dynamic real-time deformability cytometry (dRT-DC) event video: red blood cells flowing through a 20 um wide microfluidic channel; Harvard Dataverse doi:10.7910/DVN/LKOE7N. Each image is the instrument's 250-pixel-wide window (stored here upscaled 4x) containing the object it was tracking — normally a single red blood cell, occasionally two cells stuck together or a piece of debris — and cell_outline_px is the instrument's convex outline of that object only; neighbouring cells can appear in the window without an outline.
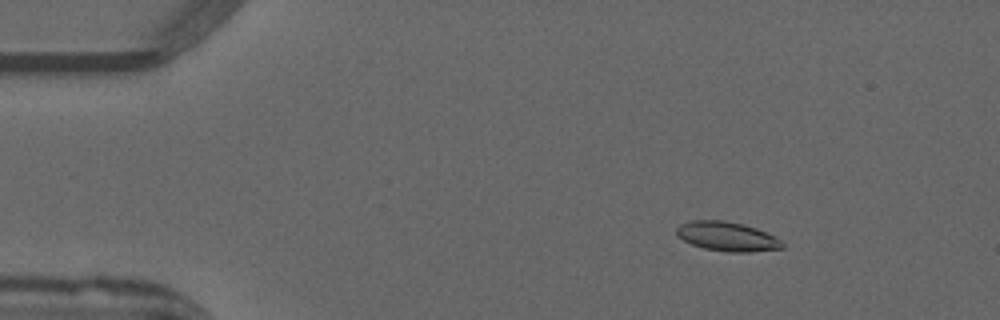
{"species": "common noctule bat (a hibernating species)", "species_latin": "Nyctalus noctula", "temperature_condition": "warm", "stored_images_in_passage": 47, "camera_frame_rate_fps": 3000, "um_per_image_px": 0.085, "animal": {"sex": "male", "forearm_length_mm": 52.5}, "frame": {"image": 1, "passage_image": 3, "time_ms": 0.667, "image_size_px": [1000, 320], "cell_outline_px": [[784, 248], [748, 252], [728, 252], [704, 248], [692, 244], [676, 236], [676, 228], [680, 224], [692, 220], [724, 220], [744, 224], [756, 228], [776, 236], [784, 244]], "centroid_in_image_um": [61.81, 20.09], "position_along_channel_um": 23.2, "area_um2": 18.15}}
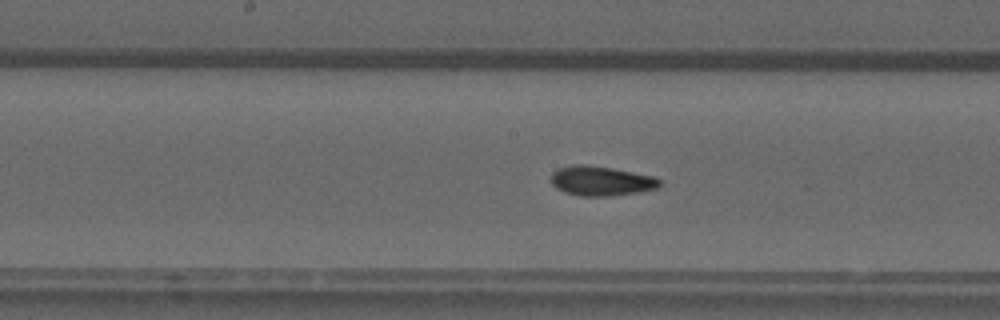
{"frame": {"image": 2, "passage_image": 22, "time_ms": 7.0, "image_size_px": [1000, 320], "cell_outline_px": [[660, 188], [636, 192], [608, 196], [580, 196], [564, 192], [556, 188], [552, 184], [552, 172], [560, 168], [572, 164], [584, 164], [612, 168], [656, 176], [660, 180]], "centroid_in_image_um": [51.11, 15.37], "position_along_channel_um": 197.1, "area_um2": 18.79}}
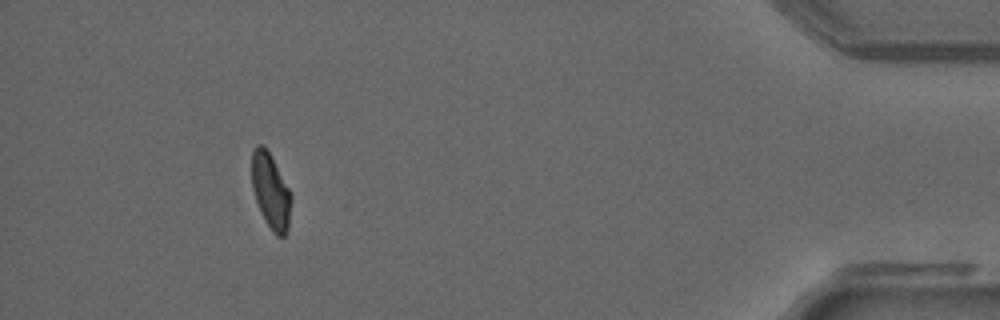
{"frame": {"image": 3, "passage_image": 43, "time_ms": 14.0, "image_size_px": [1000, 320], "cell_outline_px": [[292, 200], [288, 232], [284, 236], [276, 236], [272, 232], [264, 220], [256, 200], [252, 188], [252, 148], [256, 144], [264, 144], [292, 192]], "centroid_in_image_um": [23.03, 16.25], "position_along_channel_um": 412.2, "area_um2": 17.69}, "authors_computed_cell_mechanics": {"area_um2": 18.207, "velocity_mm_per_s": 3.981, "shape_relaxation_time_tau1_ms": 5.9307, "shape_relaxation_time_tau2_ms": 2.0927, "deformation_change_tau1": 0.1722, "deformation_change_tau2": 0.0694}}